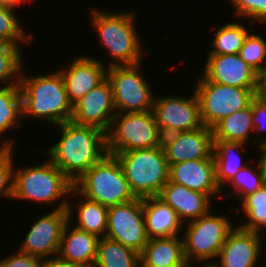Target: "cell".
Instances as JSON below:
<instances>
[{
	"instance_id": "20",
	"label": "cell",
	"mask_w": 266,
	"mask_h": 267,
	"mask_svg": "<svg viewBox=\"0 0 266 267\" xmlns=\"http://www.w3.org/2000/svg\"><path fill=\"white\" fill-rule=\"evenodd\" d=\"M71 202L68 199L67 212L69 214V222L63 230L58 256L70 262L78 263L82 267H93L100 238L95 234L70 226L73 224L71 221L75 214L73 213L75 209Z\"/></svg>"
},
{
	"instance_id": "31",
	"label": "cell",
	"mask_w": 266,
	"mask_h": 267,
	"mask_svg": "<svg viewBox=\"0 0 266 267\" xmlns=\"http://www.w3.org/2000/svg\"><path fill=\"white\" fill-rule=\"evenodd\" d=\"M259 159L257 160L259 162H257L256 168L253 165H246L228 183L233 190H231V194L228 193L227 199L232 198L233 194H237L235 196L236 200H242L245 196L254 193L266 183V170L261 157Z\"/></svg>"
},
{
	"instance_id": "26",
	"label": "cell",
	"mask_w": 266,
	"mask_h": 267,
	"mask_svg": "<svg viewBox=\"0 0 266 267\" xmlns=\"http://www.w3.org/2000/svg\"><path fill=\"white\" fill-rule=\"evenodd\" d=\"M71 196L77 195L80 202L75 203L77 212V222L74 227L97 235L99 238L106 237L107 232V219L108 207L100 204L99 202L87 199L81 195L74 187L70 191ZM82 197V198H81Z\"/></svg>"
},
{
	"instance_id": "43",
	"label": "cell",
	"mask_w": 266,
	"mask_h": 267,
	"mask_svg": "<svg viewBox=\"0 0 266 267\" xmlns=\"http://www.w3.org/2000/svg\"><path fill=\"white\" fill-rule=\"evenodd\" d=\"M194 263H187V265H186V267H196V265L197 264H194ZM204 264H202V266H201V264H200V267H215V265L212 263H208V264H205L204 266H203Z\"/></svg>"
},
{
	"instance_id": "14",
	"label": "cell",
	"mask_w": 266,
	"mask_h": 267,
	"mask_svg": "<svg viewBox=\"0 0 266 267\" xmlns=\"http://www.w3.org/2000/svg\"><path fill=\"white\" fill-rule=\"evenodd\" d=\"M117 114L107 78L73 105L71 120L78 125L94 126L108 132Z\"/></svg>"
},
{
	"instance_id": "42",
	"label": "cell",
	"mask_w": 266,
	"mask_h": 267,
	"mask_svg": "<svg viewBox=\"0 0 266 267\" xmlns=\"http://www.w3.org/2000/svg\"><path fill=\"white\" fill-rule=\"evenodd\" d=\"M259 151H260L259 154L261 153L259 156L261 157L263 164H264V167H265V170H266V149L261 148Z\"/></svg>"
},
{
	"instance_id": "37",
	"label": "cell",
	"mask_w": 266,
	"mask_h": 267,
	"mask_svg": "<svg viewBox=\"0 0 266 267\" xmlns=\"http://www.w3.org/2000/svg\"><path fill=\"white\" fill-rule=\"evenodd\" d=\"M251 111H252V123H253V133L256 138L258 137V150L266 147V137L264 139L263 134L260 132L266 131V96L258 95L251 101ZM260 133V134H259ZM259 134V135H258ZM263 137V138H262Z\"/></svg>"
},
{
	"instance_id": "18",
	"label": "cell",
	"mask_w": 266,
	"mask_h": 267,
	"mask_svg": "<svg viewBox=\"0 0 266 267\" xmlns=\"http://www.w3.org/2000/svg\"><path fill=\"white\" fill-rule=\"evenodd\" d=\"M106 67L98 58L82 55L75 56L67 69L58 70L72 106L106 79Z\"/></svg>"
},
{
	"instance_id": "5",
	"label": "cell",
	"mask_w": 266,
	"mask_h": 267,
	"mask_svg": "<svg viewBox=\"0 0 266 267\" xmlns=\"http://www.w3.org/2000/svg\"><path fill=\"white\" fill-rule=\"evenodd\" d=\"M116 158L136 198L158 196L169 181L170 166L162 146L118 153Z\"/></svg>"
},
{
	"instance_id": "6",
	"label": "cell",
	"mask_w": 266,
	"mask_h": 267,
	"mask_svg": "<svg viewBox=\"0 0 266 267\" xmlns=\"http://www.w3.org/2000/svg\"><path fill=\"white\" fill-rule=\"evenodd\" d=\"M73 187L87 199L106 207L136 199L121 163L110 154L86 171Z\"/></svg>"
},
{
	"instance_id": "39",
	"label": "cell",
	"mask_w": 266,
	"mask_h": 267,
	"mask_svg": "<svg viewBox=\"0 0 266 267\" xmlns=\"http://www.w3.org/2000/svg\"><path fill=\"white\" fill-rule=\"evenodd\" d=\"M39 267H82L78 263L70 262L61 257L53 256L47 259H42Z\"/></svg>"
},
{
	"instance_id": "11",
	"label": "cell",
	"mask_w": 266,
	"mask_h": 267,
	"mask_svg": "<svg viewBox=\"0 0 266 267\" xmlns=\"http://www.w3.org/2000/svg\"><path fill=\"white\" fill-rule=\"evenodd\" d=\"M153 114L157 126L162 134L196 130L204 126L200 105L196 93L190 97L163 96L154 97Z\"/></svg>"
},
{
	"instance_id": "9",
	"label": "cell",
	"mask_w": 266,
	"mask_h": 267,
	"mask_svg": "<svg viewBox=\"0 0 266 267\" xmlns=\"http://www.w3.org/2000/svg\"><path fill=\"white\" fill-rule=\"evenodd\" d=\"M194 92L199 101L200 114L205 126L212 128L224 117L251 105L257 90L228 86L196 77Z\"/></svg>"
},
{
	"instance_id": "15",
	"label": "cell",
	"mask_w": 266,
	"mask_h": 267,
	"mask_svg": "<svg viewBox=\"0 0 266 267\" xmlns=\"http://www.w3.org/2000/svg\"><path fill=\"white\" fill-rule=\"evenodd\" d=\"M162 147L169 165L213 158L212 128L204 125L196 130L167 134L162 136Z\"/></svg>"
},
{
	"instance_id": "35",
	"label": "cell",
	"mask_w": 266,
	"mask_h": 267,
	"mask_svg": "<svg viewBox=\"0 0 266 267\" xmlns=\"http://www.w3.org/2000/svg\"><path fill=\"white\" fill-rule=\"evenodd\" d=\"M231 1L233 5V10L235 11L233 15L237 18H249L251 19L250 23L266 22V0H228ZM255 21V22H254Z\"/></svg>"
},
{
	"instance_id": "12",
	"label": "cell",
	"mask_w": 266,
	"mask_h": 267,
	"mask_svg": "<svg viewBox=\"0 0 266 267\" xmlns=\"http://www.w3.org/2000/svg\"><path fill=\"white\" fill-rule=\"evenodd\" d=\"M106 237L141 253L149 238L146 233L142 199L108 207Z\"/></svg>"
},
{
	"instance_id": "13",
	"label": "cell",
	"mask_w": 266,
	"mask_h": 267,
	"mask_svg": "<svg viewBox=\"0 0 266 267\" xmlns=\"http://www.w3.org/2000/svg\"><path fill=\"white\" fill-rule=\"evenodd\" d=\"M53 209L30 225L18 251L41 260L58 255L63 230L69 222V214L67 209Z\"/></svg>"
},
{
	"instance_id": "38",
	"label": "cell",
	"mask_w": 266,
	"mask_h": 267,
	"mask_svg": "<svg viewBox=\"0 0 266 267\" xmlns=\"http://www.w3.org/2000/svg\"><path fill=\"white\" fill-rule=\"evenodd\" d=\"M40 258L17 250L7 257L0 258V267H39Z\"/></svg>"
},
{
	"instance_id": "8",
	"label": "cell",
	"mask_w": 266,
	"mask_h": 267,
	"mask_svg": "<svg viewBox=\"0 0 266 267\" xmlns=\"http://www.w3.org/2000/svg\"><path fill=\"white\" fill-rule=\"evenodd\" d=\"M225 214L213 215L212 212L187 222L183 234L184 257L187 263L208 260L214 263L225 243L228 233L235 227ZM214 258V260H212Z\"/></svg>"
},
{
	"instance_id": "33",
	"label": "cell",
	"mask_w": 266,
	"mask_h": 267,
	"mask_svg": "<svg viewBox=\"0 0 266 267\" xmlns=\"http://www.w3.org/2000/svg\"><path fill=\"white\" fill-rule=\"evenodd\" d=\"M21 46L0 44V87L19 84L23 64Z\"/></svg>"
},
{
	"instance_id": "23",
	"label": "cell",
	"mask_w": 266,
	"mask_h": 267,
	"mask_svg": "<svg viewBox=\"0 0 266 267\" xmlns=\"http://www.w3.org/2000/svg\"><path fill=\"white\" fill-rule=\"evenodd\" d=\"M139 258V267L187 265L183 238L179 236L149 239Z\"/></svg>"
},
{
	"instance_id": "32",
	"label": "cell",
	"mask_w": 266,
	"mask_h": 267,
	"mask_svg": "<svg viewBox=\"0 0 266 267\" xmlns=\"http://www.w3.org/2000/svg\"><path fill=\"white\" fill-rule=\"evenodd\" d=\"M15 10L16 7L0 4V44L22 46L21 44L30 43L35 37L33 33L26 34L27 31L20 24Z\"/></svg>"
},
{
	"instance_id": "7",
	"label": "cell",
	"mask_w": 266,
	"mask_h": 267,
	"mask_svg": "<svg viewBox=\"0 0 266 267\" xmlns=\"http://www.w3.org/2000/svg\"><path fill=\"white\" fill-rule=\"evenodd\" d=\"M162 146V134L153 111L117 113L107 132L108 154Z\"/></svg>"
},
{
	"instance_id": "19",
	"label": "cell",
	"mask_w": 266,
	"mask_h": 267,
	"mask_svg": "<svg viewBox=\"0 0 266 267\" xmlns=\"http://www.w3.org/2000/svg\"><path fill=\"white\" fill-rule=\"evenodd\" d=\"M170 166L169 180L185 187L212 195L221 194L216 182L214 158L184 161Z\"/></svg>"
},
{
	"instance_id": "4",
	"label": "cell",
	"mask_w": 266,
	"mask_h": 267,
	"mask_svg": "<svg viewBox=\"0 0 266 267\" xmlns=\"http://www.w3.org/2000/svg\"><path fill=\"white\" fill-rule=\"evenodd\" d=\"M15 168L12 199L49 205L63 198L55 208L67 209L73 183L49 159L39 165Z\"/></svg>"
},
{
	"instance_id": "27",
	"label": "cell",
	"mask_w": 266,
	"mask_h": 267,
	"mask_svg": "<svg viewBox=\"0 0 266 267\" xmlns=\"http://www.w3.org/2000/svg\"><path fill=\"white\" fill-rule=\"evenodd\" d=\"M251 105L224 117L212 127L214 141L241 142L247 144L253 132Z\"/></svg>"
},
{
	"instance_id": "41",
	"label": "cell",
	"mask_w": 266,
	"mask_h": 267,
	"mask_svg": "<svg viewBox=\"0 0 266 267\" xmlns=\"http://www.w3.org/2000/svg\"><path fill=\"white\" fill-rule=\"evenodd\" d=\"M27 0H0V4L8 5L11 7H19L21 4H24Z\"/></svg>"
},
{
	"instance_id": "10",
	"label": "cell",
	"mask_w": 266,
	"mask_h": 267,
	"mask_svg": "<svg viewBox=\"0 0 266 267\" xmlns=\"http://www.w3.org/2000/svg\"><path fill=\"white\" fill-rule=\"evenodd\" d=\"M141 63L107 68L106 78L112 88L117 113L146 112L153 109L155 96L151 85L142 74Z\"/></svg>"
},
{
	"instance_id": "21",
	"label": "cell",
	"mask_w": 266,
	"mask_h": 267,
	"mask_svg": "<svg viewBox=\"0 0 266 267\" xmlns=\"http://www.w3.org/2000/svg\"><path fill=\"white\" fill-rule=\"evenodd\" d=\"M157 197L175 210L183 224L212 211L210 210L212 198L208 194L191 190L170 180Z\"/></svg>"
},
{
	"instance_id": "17",
	"label": "cell",
	"mask_w": 266,
	"mask_h": 267,
	"mask_svg": "<svg viewBox=\"0 0 266 267\" xmlns=\"http://www.w3.org/2000/svg\"><path fill=\"white\" fill-rule=\"evenodd\" d=\"M203 76L211 82L257 90L258 73L238 54L207 55Z\"/></svg>"
},
{
	"instance_id": "22",
	"label": "cell",
	"mask_w": 266,
	"mask_h": 267,
	"mask_svg": "<svg viewBox=\"0 0 266 267\" xmlns=\"http://www.w3.org/2000/svg\"><path fill=\"white\" fill-rule=\"evenodd\" d=\"M146 233L149 239L178 236L184 227L175 210L160 198L142 199Z\"/></svg>"
},
{
	"instance_id": "25",
	"label": "cell",
	"mask_w": 266,
	"mask_h": 267,
	"mask_svg": "<svg viewBox=\"0 0 266 267\" xmlns=\"http://www.w3.org/2000/svg\"><path fill=\"white\" fill-rule=\"evenodd\" d=\"M23 120L20 84L0 87V149H13L14 139L2 141L1 136L14 126L20 128Z\"/></svg>"
},
{
	"instance_id": "2",
	"label": "cell",
	"mask_w": 266,
	"mask_h": 267,
	"mask_svg": "<svg viewBox=\"0 0 266 267\" xmlns=\"http://www.w3.org/2000/svg\"><path fill=\"white\" fill-rule=\"evenodd\" d=\"M23 70L25 69L22 68L19 80L22 118L40 119L55 126L69 122L73 106L69 102L60 72L57 70L34 77L26 76Z\"/></svg>"
},
{
	"instance_id": "30",
	"label": "cell",
	"mask_w": 266,
	"mask_h": 267,
	"mask_svg": "<svg viewBox=\"0 0 266 267\" xmlns=\"http://www.w3.org/2000/svg\"><path fill=\"white\" fill-rule=\"evenodd\" d=\"M239 203L247 221L239 223L238 226L244 230L262 233V230L266 229V183Z\"/></svg>"
},
{
	"instance_id": "3",
	"label": "cell",
	"mask_w": 266,
	"mask_h": 267,
	"mask_svg": "<svg viewBox=\"0 0 266 267\" xmlns=\"http://www.w3.org/2000/svg\"><path fill=\"white\" fill-rule=\"evenodd\" d=\"M91 10V25L100 38V43L113 59L108 67L142 62L145 49L136 29L134 11L112 13L96 8Z\"/></svg>"
},
{
	"instance_id": "40",
	"label": "cell",
	"mask_w": 266,
	"mask_h": 267,
	"mask_svg": "<svg viewBox=\"0 0 266 267\" xmlns=\"http://www.w3.org/2000/svg\"><path fill=\"white\" fill-rule=\"evenodd\" d=\"M257 94L266 96V61L258 73Z\"/></svg>"
},
{
	"instance_id": "36",
	"label": "cell",
	"mask_w": 266,
	"mask_h": 267,
	"mask_svg": "<svg viewBox=\"0 0 266 267\" xmlns=\"http://www.w3.org/2000/svg\"><path fill=\"white\" fill-rule=\"evenodd\" d=\"M14 149H0V196H13Z\"/></svg>"
},
{
	"instance_id": "28",
	"label": "cell",
	"mask_w": 266,
	"mask_h": 267,
	"mask_svg": "<svg viewBox=\"0 0 266 267\" xmlns=\"http://www.w3.org/2000/svg\"><path fill=\"white\" fill-rule=\"evenodd\" d=\"M139 253L118 241L103 237L99 239L93 267H139Z\"/></svg>"
},
{
	"instance_id": "29",
	"label": "cell",
	"mask_w": 266,
	"mask_h": 267,
	"mask_svg": "<svg viewBox=\"0 0 266 267\" xmlns=\"http://www.w3.org/2000/svg\"><path fill=\"white\" fill-rule=\"evenodd\" d=\"M238 21L217 28L207 55L238 54L250 31Z\"/></svg>"
},
{
	"instance_id": "1",
	"label": "cell",
	"mask_w": 266,
	"mask_h": 267,
	"mask_svg": "<svg viewBox=\"0 0 266 267\" xmlns=\"http://www.w3.org/2000/svg\"><path fill=\"white\" fill-rule=\"evenodd\" d=\"M60 138L43 150L48 158L73 184L107 154V133L72 121L57 125Z\"/></svg>"
},
{
	"instance_id": "44",
	"label": "cell",
	"mask_w": 266,
	"mask_h": 267,
	"mask_svg": "<svg viewBox=\"0 0 266 267\" xmlns=\"http://www.w3.org/2000/svg\"><path fill=\"white\" fill-rule=\"evenodd\" d=\"M163 267H186V265H172V266H163Z\"/></svg>"
},
{
	"instance_id": "34",
	"label": "cell",
	"mask_w": 266,
	"mask_h": 267,
	"mask_svg": "<svg viewBox=\"0 0 266 267\" xmlns=\"http://www.w3.org/2000/svg\"><path fill=\"white\" fill-rule=\"evenodd\" d=\"M252 31L250 28L238 55L259 73L266 61V39L259 34H253Z\"/></svg>"
},
{
	"instance_id": "16",
	"label": "cell",
	"mask_w": 266,
	"mask_h": 267,
	"mask_svg": "<svg viewBox=\"0 0 266 267\" xmlns=\"http://www.w3.org/2000/svg\"><path fill=\"white\" fill-rule=\"evenodd\" d=\"M260 234L236 225L228 233L218 260L213 263L215 267H257L256 263L259 262V257H262V244H265Z\"/></svg>"
},
{
	"instance_id": "24",
	"label": "cell",
	"mask_w": 266,
	"mask_h": 267,
	"mask_svg": "<svg viewBox=\"0 0 266 267\" xmlns=\"http://www.w3.org/2000/svg\"><path fill=\"white\" fill-rule=\"evenodd\" d=\"M245 145L241 142L214 141L213 158L216 182L222 192L225 191L226 183L228 184L240 169L248 165L245 161L242 162L241 153H237V151L242 152V150L245 153Z\"/></svg>"
}]
</instances>
